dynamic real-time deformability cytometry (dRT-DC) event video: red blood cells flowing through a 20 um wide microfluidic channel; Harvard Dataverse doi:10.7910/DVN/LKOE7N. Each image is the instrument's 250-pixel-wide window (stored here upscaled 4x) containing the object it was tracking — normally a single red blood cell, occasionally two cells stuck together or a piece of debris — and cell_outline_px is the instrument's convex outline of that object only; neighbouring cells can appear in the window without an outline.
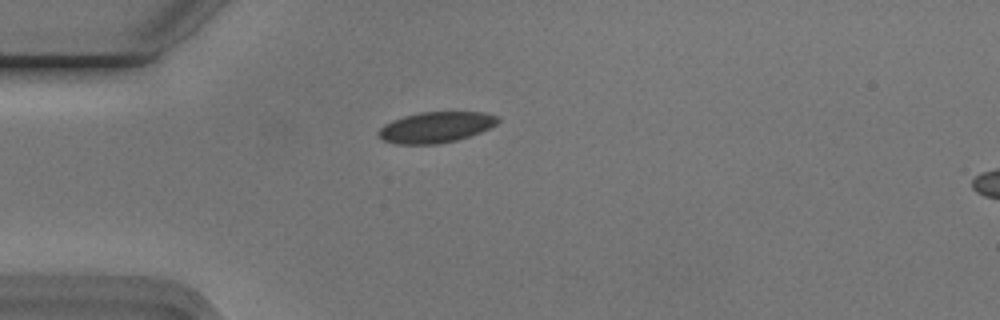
{"species": "Egyptian fruit bat (a non-hibernating species)", "species_latin": "Rousettus aegyptiacus", "temperature_condition": "cold", "stored_images_in_passage": 2, "camera_frame_rate_fps": 3000, "um_per_image_px": 0.085, "animal": {"sex": "male"}, "frame": {"image": 1, "passage_image": 2, "time_ms": 0.333, "image_size_px": [1000, 320], "cell_outline_px": [[500, 120], [496, 124], [480, 132], [456, 140], [436, 144], [396, 144], [384, 140], [376, 132], [384, 124], [392, 120], [404, 116], [420, 112], [484, 112], [500, 116]], "centroid_in_image_um": [37.05, 10.8], "position_along_channel_um": 48.0, "area_um2": 21.39}}